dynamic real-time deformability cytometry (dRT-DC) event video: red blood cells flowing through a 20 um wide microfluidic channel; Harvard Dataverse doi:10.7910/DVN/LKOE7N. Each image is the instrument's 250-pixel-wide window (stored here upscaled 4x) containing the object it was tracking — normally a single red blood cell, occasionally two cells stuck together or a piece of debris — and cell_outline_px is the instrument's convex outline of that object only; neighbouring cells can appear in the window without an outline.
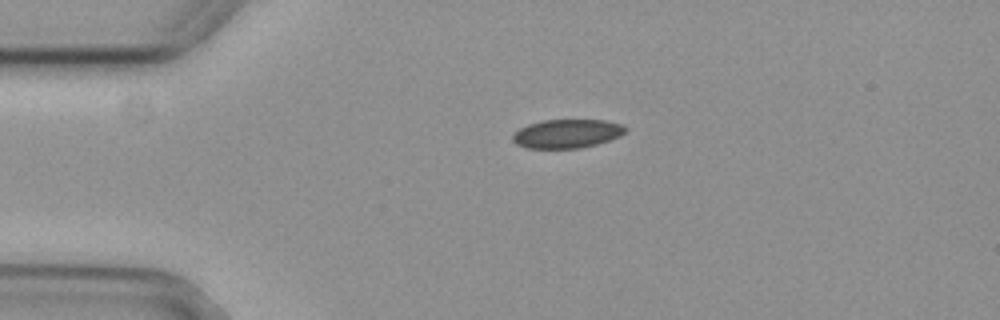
{"species": "common noctule bat (a hibernating species)", "species_latin": "Nyctalus noctula", "temperature_condition": "cold", "stored_images_in_passage": 2, "camera_frame_rate_fps": 3000, "um_per_image_px": 0.085, "animal": {"sex": "female", "body_mass_g": 29.2, "forearm_length_mm": 56.3}, "frame": {"image": 1, "passage_image": 1, "time_ms": 0.0, "image_size_px": [1000, 320], "cell_outline_px": [[628, 128], [620, 136], [596, 144], [580, 148], [524, 148], [516, 144], [512, 140], [512, 136], [520, 128], [528, 124], [540, 120], [604, 120], [624, 124]], "centroid_in_image_um": [48.19, 11.35], "position_along_channel_um": 36.8, "area_um2": 18.96}}
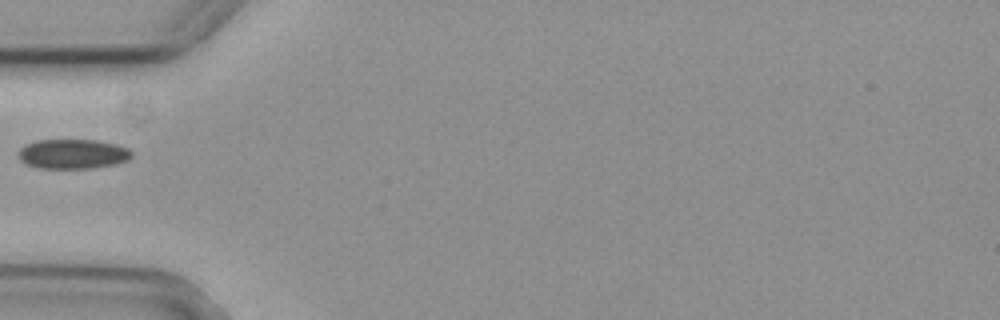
{"frame": {"image": 2, "passage_image": 2, "time_ms": 0.333, "image_size_px": [1000, 320], "cell_outline_px": [[132, 156], [128, 160], [112, 164], [88, 168], [40, 168], [28, 164], [20, 160], [16, 156], [16, 152], [24, 144], [36, 140], [96, 140], [116, 144], [128, 148], [132, 152]], "centroid_in_image_um": [6.13, 13.07], "position_along_channel_um": 78.9, "area_um2": 19.59}}